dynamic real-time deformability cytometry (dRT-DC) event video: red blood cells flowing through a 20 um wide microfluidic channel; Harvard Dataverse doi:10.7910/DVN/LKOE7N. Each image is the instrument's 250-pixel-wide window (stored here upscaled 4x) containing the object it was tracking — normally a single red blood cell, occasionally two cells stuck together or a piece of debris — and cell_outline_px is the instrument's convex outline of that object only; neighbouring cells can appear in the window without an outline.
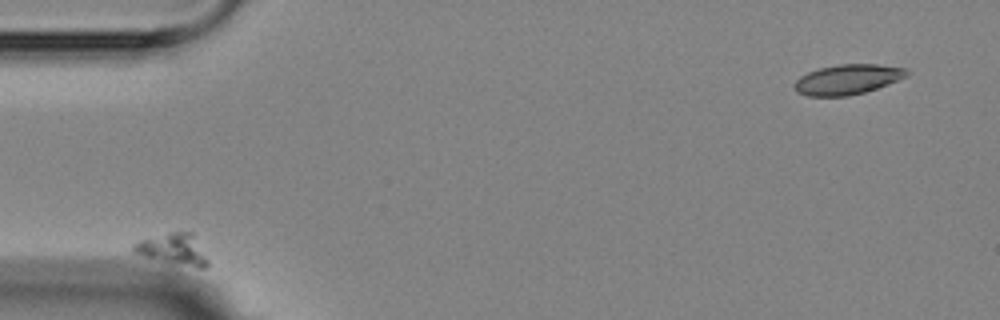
{"species": "Egyptian fruit bat (a non-hibernating species)", "species_latin": "Rousettus aegyptiacus", "temperature_condition": "room temperature", "stored_images_in_passage": 15, "camera_frame_rate_fps": 3000, "um_per_image_px": 0.085, "animal": {"sex": "female"}, "frame": {"image": 1, "passage_image": 1, "time_ms": 0.0, "image_size_px": [1000, 320], "cell_outline_px": [[208, 264], [204, 268], [200, 268], [144, 256], [132, 252], [132, 244], [140, 240], [168, 232], [192, 232], [208, 260]], "centroid_in_image_um": [14.7, 21.16], "position_along_channel_um": 70.3, "area_um2": 13.06}}
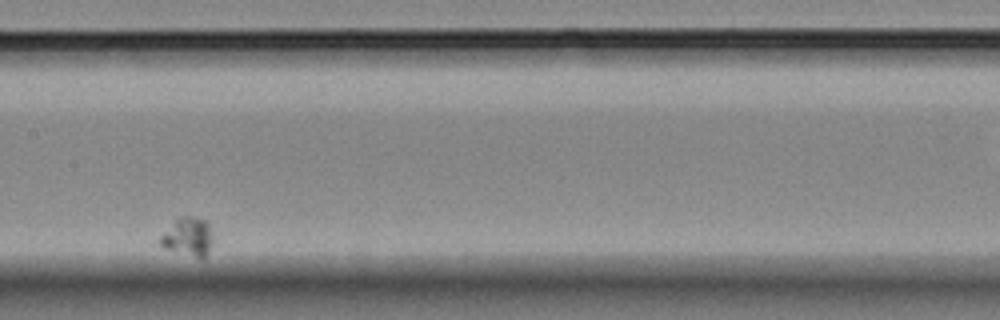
{"frame": {"image": 2, "passage_image": 6, "time_ms": 6.0, "image_size_px": [1000, 320], "cell_outline_px": [[212, 244], [204, 260], [200, 260], [164, 248], [160, 244], [160, 236], [176, 216], [188, 216], [204, 220], [208, 224], [212, 232]], "centroid_in_image_um": [15.97, 20.16], "position_along_channel_um": 191.4, "area_um2": 12.2}}
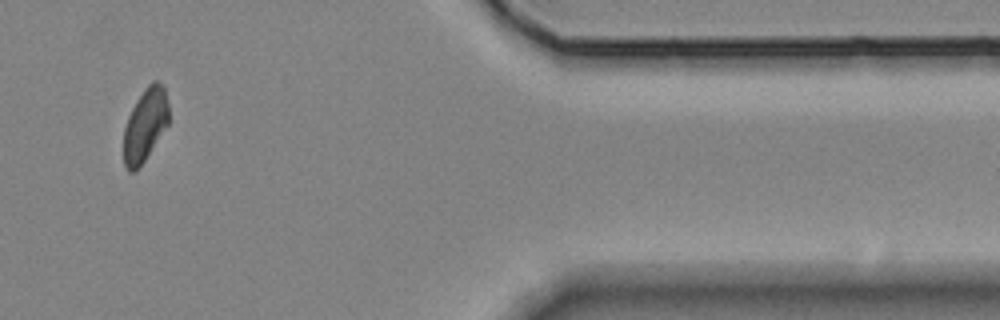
{"frame": {"image": 3, "passage_image": 14, "time_ms": 15.0, "image_size_px": [1000, 320], "cell_outline_px": [[168, 124], [144, 160], [132, 172], [128, 172], [124, 164], [124, 128], [128, 116], [136, 100], [144, 88], [152, 80], [156, 80], [164, 88], [168, 104]], "centroid_in_image_um": [12.32, 10.58], "position_along_channel_um": 399.1, "area_um2": 18.84}}